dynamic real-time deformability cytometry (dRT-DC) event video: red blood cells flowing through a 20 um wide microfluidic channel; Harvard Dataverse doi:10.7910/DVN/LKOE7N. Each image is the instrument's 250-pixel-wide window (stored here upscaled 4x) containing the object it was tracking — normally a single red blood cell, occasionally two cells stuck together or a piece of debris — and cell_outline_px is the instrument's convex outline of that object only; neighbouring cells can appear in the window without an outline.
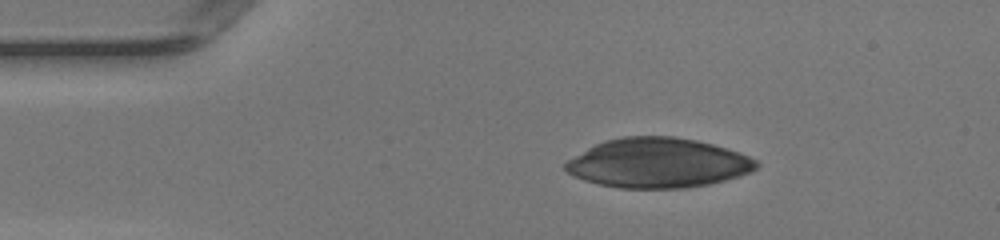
{"species": "human", "species_latin": "Homo sapiens", "temperature_condition": "warm", "stored_images_in_passage": 33, "camera_frame_rate_fps": 3000, "um_per_image_px": 0.085, "donor": {"sex": "female"}, "frame": {"image": 1, "passage_image": 1, "time_ms": 0.0, "image_size_px": [1000, 240], "cell_outline_px": [[760, 164], [756, 168], [748, 172], [724, 180], [708, 184], [684, 188], [620, 188], [600, 184], [584, 180], [568, 172], [564, 168], [564, 164], [568, 160], [588, 148], [604, 140], [624, 136], [676, 136], [696, 140], [728, 148], [740, 152], [756, 160]], "centroid_in_image_um": [55.93, 13.84], "position_along_channel_um": 29.1, "area_um2": 54.97}}